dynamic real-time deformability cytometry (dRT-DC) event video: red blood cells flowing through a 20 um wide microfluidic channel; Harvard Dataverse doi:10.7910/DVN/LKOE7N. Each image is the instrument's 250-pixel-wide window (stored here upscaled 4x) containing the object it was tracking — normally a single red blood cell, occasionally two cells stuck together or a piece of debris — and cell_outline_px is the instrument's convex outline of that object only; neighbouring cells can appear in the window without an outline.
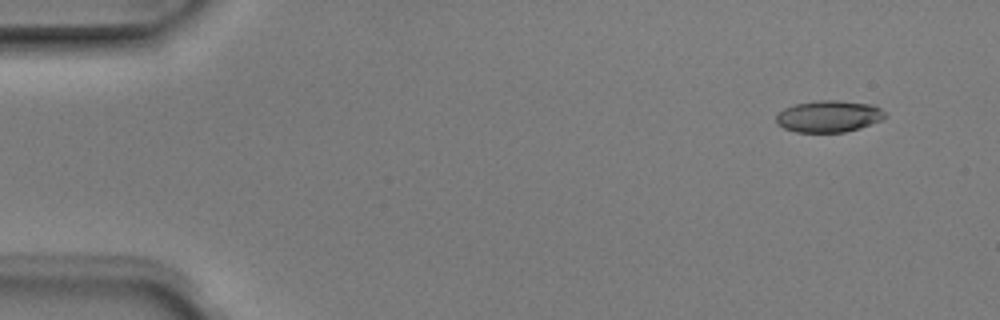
{"species": "Egyptian fruit bat (a non-hibernating species)", "species_latin": "Rousettus aegyptiacus", "temperature_condition": "room temperature", "stored_images_in_passage": 4, "camera_frame_rate_fps": 3000, "um_per_image_px": 0.085, "animal": {"sex": "male"}, "frame": {"image": 1, "passage_image": 1, "time_ms": 0.0, "image_size_px": [1000, 320], "cell_outline_px": [[888, 116], [884, 120], [844, 132], [796, 132], [784, 128], [776, 124], [776, 116], [784, 108], [796, 104], [820, 100], [836, 100], [872, 104], [880, 108]], "centroid_in_image_um": [70.46, 9.89], "position_along_channel_um": 14.5, "area_um2": 20.11}}
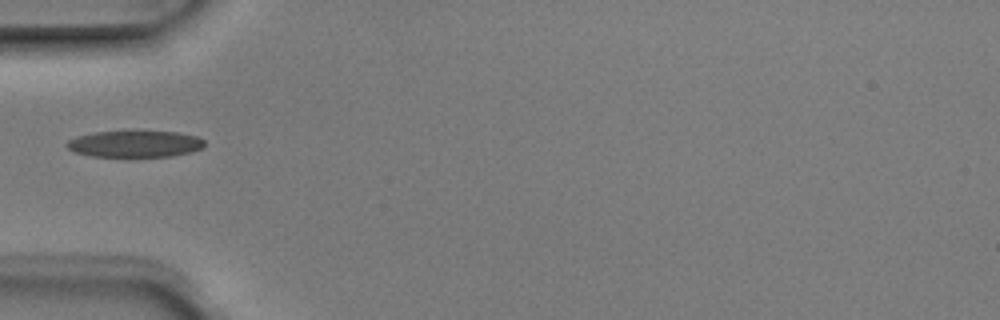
{"frame": {"image": 2, "passage_image": 4, "time_ms": 1.0, "image_size_px": [1000, 320], "cell_outline_px": [[204, 144], [200, 148], [192, 152], [172, 156], [128, 160], [92, 156], [76, 152], [68, 148], [64, 144], [68, 140], [76, 136], [96, 132], [176, 132], [196, 136], [204, 140]], "centroid_in_image_um": [11.43, 12.29], "position_along_channel_um": 73.6, "area_um2": 22.08}}